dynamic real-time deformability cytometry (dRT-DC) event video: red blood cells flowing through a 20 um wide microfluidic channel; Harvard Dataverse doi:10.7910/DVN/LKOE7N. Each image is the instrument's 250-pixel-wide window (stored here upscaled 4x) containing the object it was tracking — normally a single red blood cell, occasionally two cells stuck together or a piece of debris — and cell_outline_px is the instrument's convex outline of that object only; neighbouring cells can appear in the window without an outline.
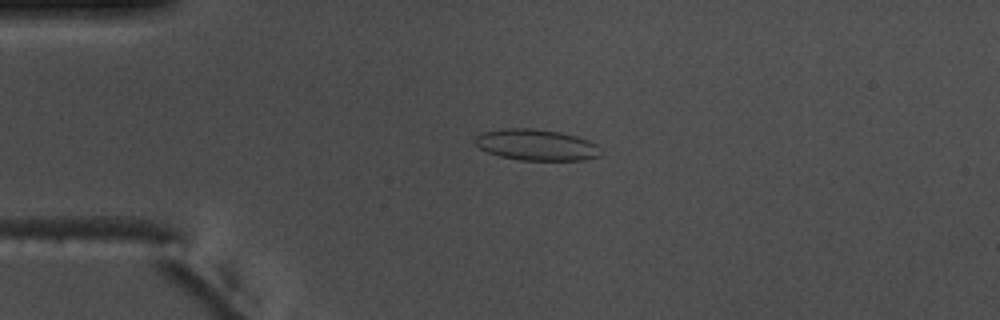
{"species": "common noctule bat (a hibernating species)", "species_latin": "Nyctalus noctula", "temperature_condition": "warm", "stored_images_in_passage": 55, "camera_frame_rate_fps": 3000, "um_per_image_px": 0.085, "animal": {"sex": "male", "body_mass_g": 17.5, "forearm_length_mm": 52.3}, "frame": {"image": 1, "passage_image": 13, "time_ms": 4.0, "image_size_px": [1000, 320], "cell_outline_px": [[604, 152], [600, 156], [584, 160], [520, 160], [500, 156], [488, 152], [480, 148], [472, 140], [480, 132], [508, 128], [532, 128], [560, 132], [576, 136], [588, 140], [596, 144]], "centroid_in_image_um": [45.6, 12.31], "position_along_channel_um": 39.4, "area_um2": 23.0}}
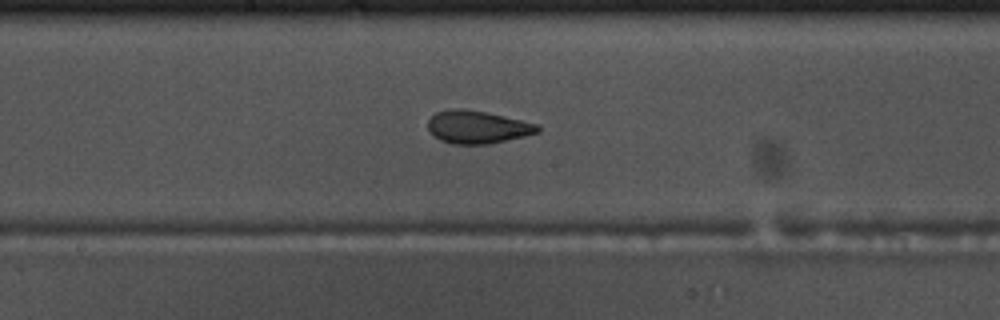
{"frame": {"image": 2, "passage_image": 29, "time_ms": 9.333, "image_size_px": [1000, 320], "cell_outline_px": [[540, 132], [524, 136], [488, 144], [452, 144], [440, 140], [428, 128], [428, 120], [436, 112], [448, 108], [464, 108], [488, 112], [540, 124]], "centroid_in_image_um": [40.61, 10.78], "position_along_channel_um": 207.6, "area_um2": 21.15}}
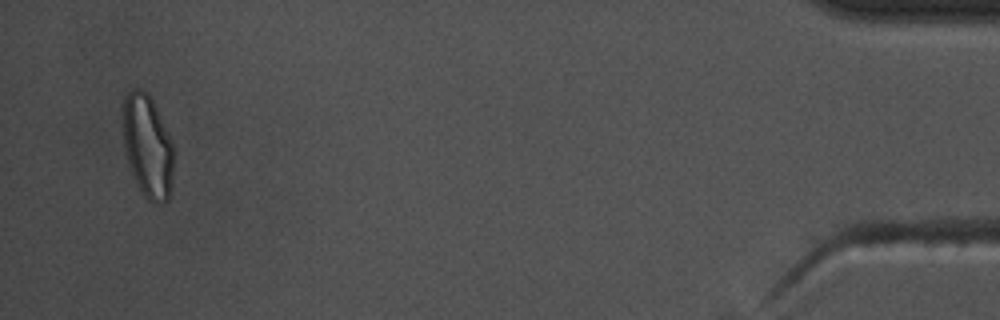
{"frame": {"image": 3, "passage_image": 53, "time_ms": 17.333, "image_size_px": [1000, 320], "cell_outline_px": [[172, 176], [168, 200], [160, 204], [152, 204], [140, 192], [128, 164], [124, 148], [124, 96], [132, 88], [140, 88], [152, 100], [172, 140]], "centroid_in_image_um": [12.54, 12.47], "position_along_channel_um": 422.7, "area_um2": 30.11}, "authors_computed_cell_mechanics": {"area_um2": 22.3686, "velocity_mm_per_s": 3.7101, "shape_relaxation_time_tau1_ms": 6.2995, "shape_relaxation_time_tau2_ms": 1.0499, "deformation_change_tau1": 0.1579, "deformation_change_tau2": 0.0652}}